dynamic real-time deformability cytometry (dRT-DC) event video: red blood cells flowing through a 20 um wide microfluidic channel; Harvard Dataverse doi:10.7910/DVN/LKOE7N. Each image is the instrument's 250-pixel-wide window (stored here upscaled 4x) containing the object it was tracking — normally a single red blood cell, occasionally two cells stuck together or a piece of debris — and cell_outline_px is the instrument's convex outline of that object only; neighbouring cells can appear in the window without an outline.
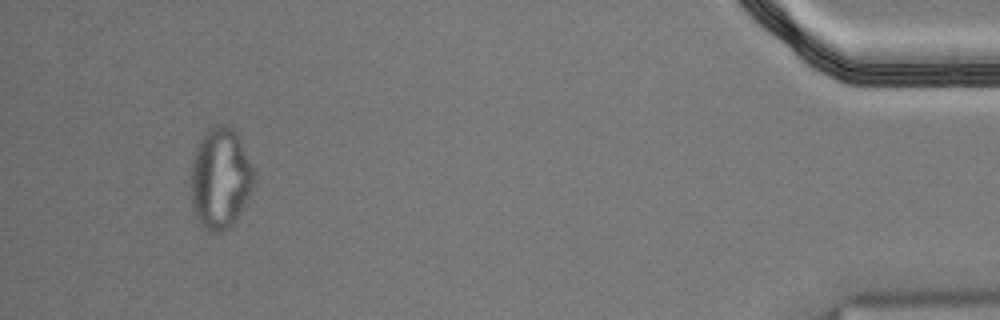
{"species": "Egyptian fruit bat (a non-hibernating species)", "species_latin": "Rousettus aegyptiacus", "temperature_condition": "cold", "stored_images_in_passage": 12, "camera_frame_rate_fps": 3000, "um_per_image_px": 0.085, "animal": {"sex": "male"}, "frame": {"image": 1, "passage_image": 12, "time_ms": 3.667, "image_size_px": [1000, 320], "cell_outline_px": [[256, 184], [236, 220], [228, 228], [220, 232], [212, 232], [196, 216], [192, 204], [192, 164], [196, 152], [204, 136], [216, 124], [224, 124], [232, 128], [236, 132], [240, 140], [252, 168], [256, 180]], "centroid_in_image_um": [18.78, 15.18], "position_along_channel_um": 416.4, "area_um2": 36.13}}